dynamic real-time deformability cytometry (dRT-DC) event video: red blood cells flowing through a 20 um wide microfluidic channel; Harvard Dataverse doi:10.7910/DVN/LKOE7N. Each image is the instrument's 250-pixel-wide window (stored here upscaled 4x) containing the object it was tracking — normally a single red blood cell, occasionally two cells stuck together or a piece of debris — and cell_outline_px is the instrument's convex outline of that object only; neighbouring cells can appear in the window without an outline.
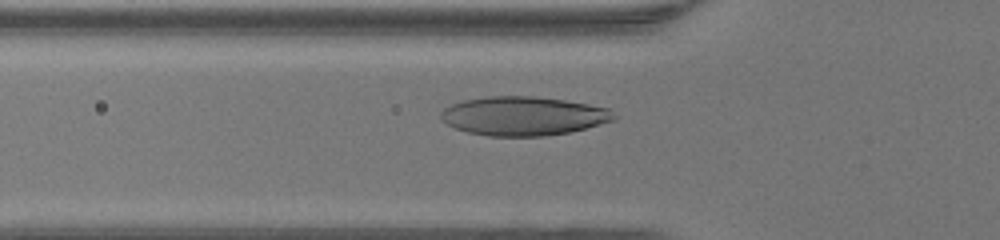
{"species": "human", "species_latin": "Homo sapiens", "temperature_condition": "warm", "stored_images_in_passage": 45, "camera_frame_rate_fps": 3000, "um_per_image_px": 0.085, "donor": {"sex": "female"}, "frame": {"image": 1, "passage_image": 14, "time_ms": 4.333, "image_size_px": [1000, 240], "cell_outline_px": [[616, 120], [568, 132], [544, 136], [488, 136], [468, 132], [456, 128], [448, 124], [440, 116], [440, 112], [444, 108], [452, 104], [464, 100], [484, 96], [536, 96], [564, 100], [588, 104], [608, 108], [616, 116]], "centroid_in_image_um": [44.48, 9.85], "position_along_channel_um": 81.3, "area_um2": 39.13}}
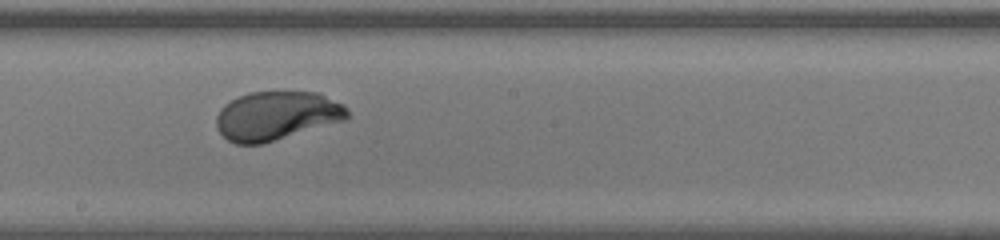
{"frame": {"image": 2, "passage_image": 24, "time_ms": 7.667, "image_size_px": [1000, 240], "cell_outline_px": [[348, 116], [344, 120], [264, 144], [236, 144], [228, 140], [216, 128], [216, 116], [220, 108], [224, 104], [240, 96], [252, 92], [320, 92], [344, 104], [348, 108]], "centroid_in_image_um": [23.51, 9.84], "position_along_channel_um": 224.7, "area_um2": 37.4}}
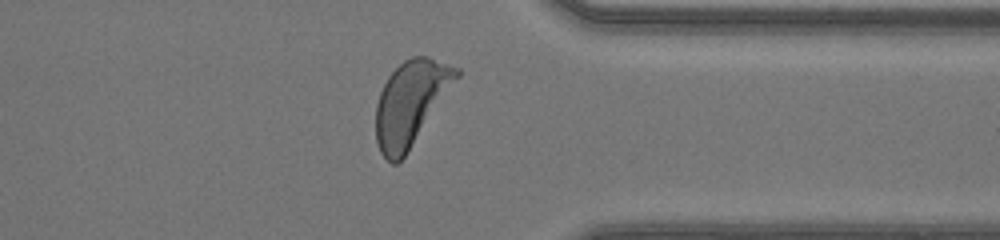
{"frame": {"image": 3, "passage_image": 35, "time_ms": 11.333, "image_size_px": [1000, 240], "cell_outline_px": [[460, 76], [404, 156], [396, 164], [392, 164], [380, 152], [376, 140], [376, 104], [380, 92], [388, 76], [404, 60], [412, 56], [428, 56], [460, 68]], "centroid_in_image_um": [34.91, 8.72], "position_along_channel_um": 376.5, "area_um2": 39.13}, "authors_computed_cell_mechanics": {"area_um2": 38.9572, "velocity_mm_per_s": 4.3138, "shape_relaxation_time_tau1_ms": 2.8671, "shape_relaxation_time_tau2_ms": null, "deformation_change_tau1": 0.1799, "deformation_change_tau2": null}}